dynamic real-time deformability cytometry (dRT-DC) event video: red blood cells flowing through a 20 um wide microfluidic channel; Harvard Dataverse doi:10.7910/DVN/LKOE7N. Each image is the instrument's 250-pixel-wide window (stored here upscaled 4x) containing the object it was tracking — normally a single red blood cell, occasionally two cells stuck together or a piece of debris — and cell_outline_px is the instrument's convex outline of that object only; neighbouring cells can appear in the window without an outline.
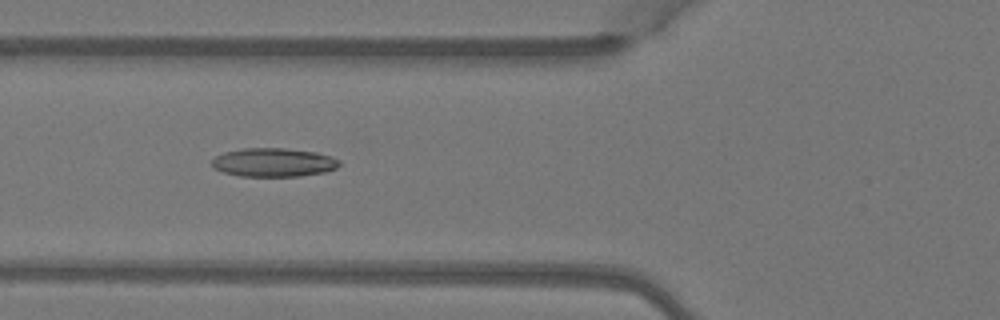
{"species": "Egyptian fruit bat (a non-hibernating species)", "species_latin": "Rousettus aegyptiacus", "temperature_condition": "warm", "stored_images_in_passage": 6, "camera_frame_rate_fps": 3000, "um_per_image_px": 0.085, "animal": {"sex": "female"}, "frame": {"image": 1, "passage_image": 6, "time_ms": 1.667, "image_size_px": [1000, 320], "cell_outline_px": [[340, 164], [336, 168], [324, 172], [300, 176], [240, 176], [224, 172], [212, 168], [212, 160], [216, 156], [224, 152], [244, 148], [284, 148], [316, 152], [332, 156], [340, 160]], "centroid_in_image_um": [23.26, 13.8], "position_along_channel_um": 102.5, "area_um2": 21.33}}